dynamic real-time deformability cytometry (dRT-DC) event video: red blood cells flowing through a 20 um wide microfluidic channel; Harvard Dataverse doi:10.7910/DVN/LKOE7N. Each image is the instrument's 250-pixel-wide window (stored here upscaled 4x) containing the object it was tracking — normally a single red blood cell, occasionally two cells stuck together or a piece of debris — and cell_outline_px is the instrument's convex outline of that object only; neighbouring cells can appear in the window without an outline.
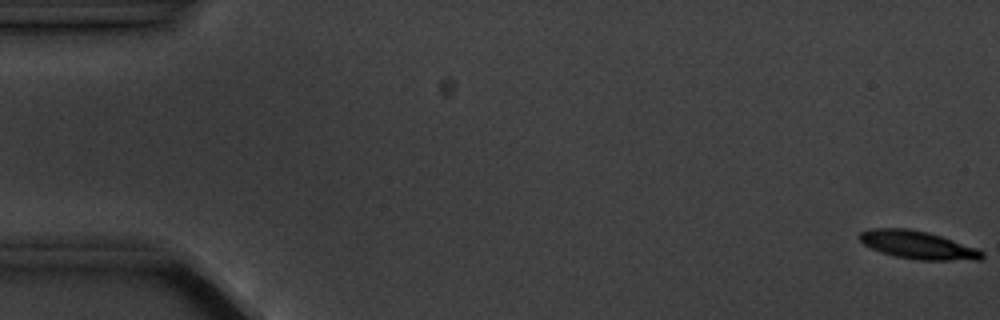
{"species": "common noctule bat (a hibernating species)", "species_latin": "Nyctalus noctula", "temperature_condition": "cold", "stored_images_in_passage": 5, "camera_frame_rate_fps": 3000, "um_per_image_px": 0.085, "animal": {"sex": "male", "body_mass_g": 20.1, "forearm_length_mm": 53.5}, "frame": {"image": 1, "passage_image": 1, "time_ms": 0.0, "image_size_px": [1000, 320], "cell_outline_px": [[984, 256], [980, 260], [916, 260], [896, 256], [880, 252], [864, 244], [860, 240], [860, 232], [872, 228], [908, 228], [928, 232], [976, 248], [984, 252]], "centroid_in_image_um": [78.02, 20.82], "position_along_channel_um": 7.0, "area_um2": 19.83}}